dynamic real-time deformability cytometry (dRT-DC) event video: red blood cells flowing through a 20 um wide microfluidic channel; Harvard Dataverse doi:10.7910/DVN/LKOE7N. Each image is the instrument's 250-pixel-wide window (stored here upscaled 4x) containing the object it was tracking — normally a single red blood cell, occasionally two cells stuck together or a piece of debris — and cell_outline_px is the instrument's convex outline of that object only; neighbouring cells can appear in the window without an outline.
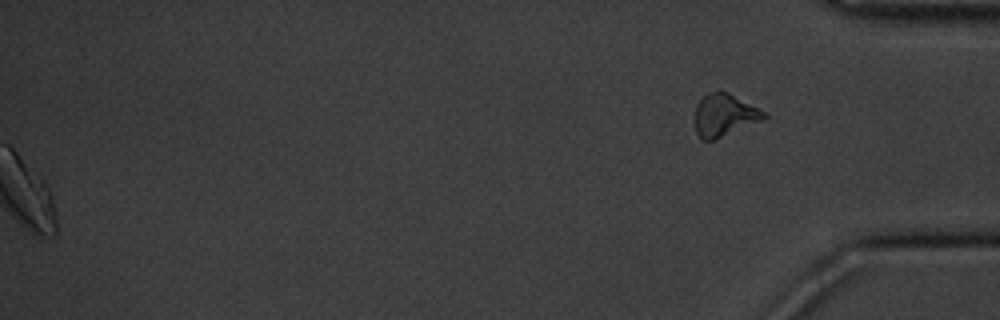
{"species": "common noctule bat (a hibernating species)", "species_latin": "Nyctalus noctula", "temperature_condition": "cold", "stored_images_in_passage": 58, "segment_of_instrument_passage": [2, 2], "camera_frame_rate_fps": 3000, "um_per_image_px": 0.085, "animal": {"sex": "male", "body_mass_g": 20.1, "forearm_length_mm": 53.5}, "frame": {"image": 1, "passage_image": 58, "time_ms": 19.0, "image_size_px": [1000, 320], "cell_outline_px": [[768, 116], [764, 120], [712, 140], [704, 140], [696, 132], [696, 104], [708, 92], [720, 88], [768, 112]], "centroid_in_image_um": [61.62, 9.74], "position_along_channel_um": 373.6, "area_um2": 17.22}}